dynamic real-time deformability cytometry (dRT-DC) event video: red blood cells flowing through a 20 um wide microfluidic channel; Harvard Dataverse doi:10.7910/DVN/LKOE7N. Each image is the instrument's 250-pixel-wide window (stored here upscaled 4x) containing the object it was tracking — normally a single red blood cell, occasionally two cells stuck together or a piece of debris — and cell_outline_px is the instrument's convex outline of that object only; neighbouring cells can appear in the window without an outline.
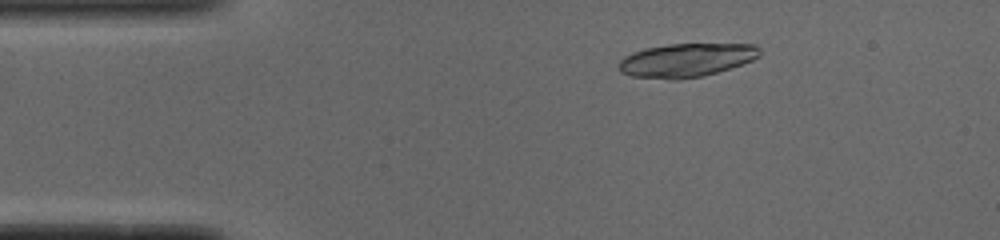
{"species": "common noctule bat (a hibernating species)", "species_latin": "Nyctalus noctula", "temperature_condition": "cold", "stored_images_in_passage": 51, "camera_frame_rate_fps": 3000, "um_per_image_px": 0.085, "animal": {"sex": "male", "body_mass_g": 19.0, "forearm_length_mm": 50.8}, "frame": {"image": 1, "passage_image": 8, "time_ms": 2.333, "image_size_px": [1000, 240], "cell_outline_px": [[760, 56], [752, 60], [704, 76], [676, 80], [672, 80], [632, 76], [620, 72], [620, 60], [624, 56], [632, 52], [644, 48], [668, 44], [756, 44], [760, 48]], "centroid_in_image_um": [58.32, 5.11], "position_along_channel_um": 26.7, "area_um2": 27.57}}